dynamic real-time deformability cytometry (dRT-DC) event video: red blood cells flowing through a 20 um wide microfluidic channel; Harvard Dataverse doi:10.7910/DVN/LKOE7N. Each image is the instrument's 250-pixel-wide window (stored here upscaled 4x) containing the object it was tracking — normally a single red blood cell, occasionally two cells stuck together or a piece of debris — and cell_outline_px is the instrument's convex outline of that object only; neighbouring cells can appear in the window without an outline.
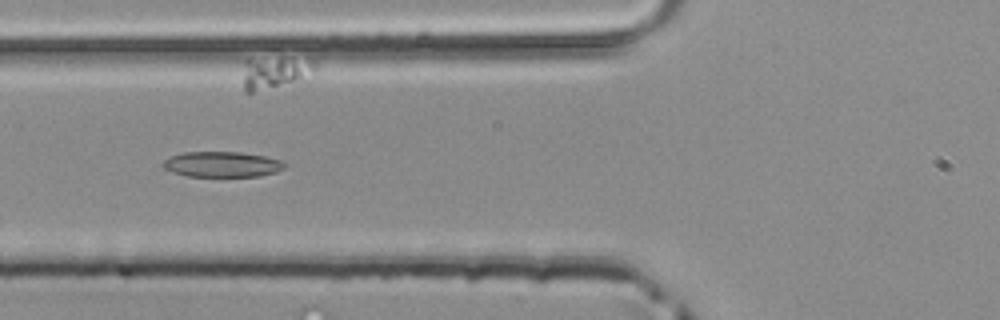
{"species": "common noctule bat (a hibernating species)", "species_latin": "Nyctalus noctula", "temperature_condition": "room temperature", "stored_images_in_passage": 38, "camera_frame_rate_fps": 3000, "um_per_image_px": 0.085, "animal": {"sex": "male", "body_mass_g": 20.4}, "frame": {"image": 1, "passage_image": 7, "time_ms": 2.0, "image_size_px": [1000, 320], "cell_outline_px": [[284, 168], [276, 172], [260, 176], [188, 176], [172, 172], [164, 168], [160, 164], [164, 160], [172, 156], [184, 152], [240, 152], [264, 156], [280, 160], [284, 164]], "centroid_in_image_um": [18.85, 13.97], "position_along_channel_um": 107.0, "area_um2": 17.92}}
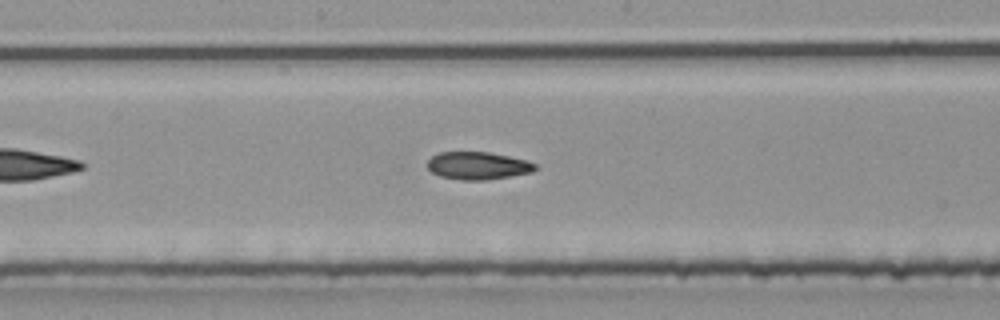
{"frame": {"image": 2, "passage_image": 14, "time_ms": 4.333, "image_size_px": [1000, 320], "cell_outline_px": [[536, 168], [532, 172], [484, 180], [460, 180], [440, 176], [432, 172], [428, 168], [428, 160], [432, 156], [440, 152], [488, 152], [528, 160], [536, 164]], "centroid_in_image_um": [40.61, 14.08], "position_along_channel_um": 207.6, "area_um2": 17.22}}
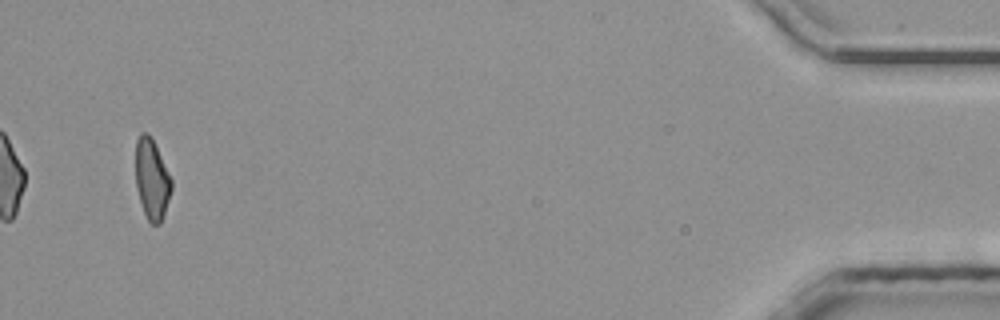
{"frame": {"image": 3, "passage_image": 35, "time_ms": 11.333, "image_size_px": [1000, 320], "cell_outline_px": [[172, 188], [160, 224], [152, 224], [148, 220], [144, 212], [136, 188], [136, 140], [140, 132], [148, 132], [172, 180]], "centroid_in_image_um": [12.89, 15.23], "position_along_channel_um": 422.3, "area_um2": 16.42}}